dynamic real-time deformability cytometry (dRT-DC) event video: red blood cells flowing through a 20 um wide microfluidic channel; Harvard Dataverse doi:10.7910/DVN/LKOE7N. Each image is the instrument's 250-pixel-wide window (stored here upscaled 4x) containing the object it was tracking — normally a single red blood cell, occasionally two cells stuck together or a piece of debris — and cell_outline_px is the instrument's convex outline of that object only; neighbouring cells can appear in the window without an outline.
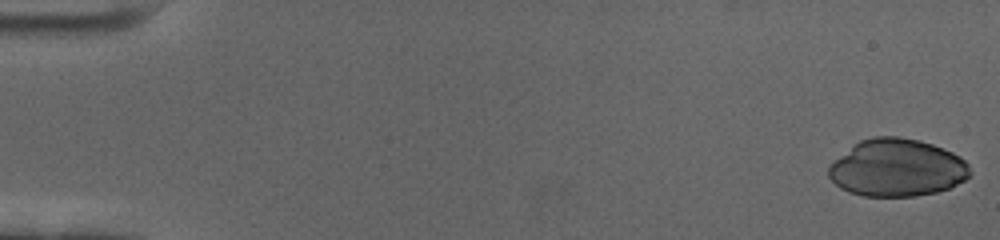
{"species": "human", "species_latin": "Homo sapiens", "temperature_condition": "cold", "stored_images_in_passage": 58, "camera_frame_rate_fps": 3000, "um_per_image_px": 0.085, "donor": {"sex": "female"}, "frame": {"image": 1, "passage_image": 1, "time_ms": 0.0, "image_size_px": [1000, 240], "cell_outline_px": [[972, 176], [948, 188], [936, 192], [916, 196], [864, 196], [848, 192], [840, 188], [828, 176], [828, 168], [836, 160], [860, 140], [872, 136], [896, 136], [920, 140], [944, 148], [960, 156], [968, 164], [972, 172]], "centroid_in_image_um": [76.28, 14.27], "position_along_channel_um": 8.7, "area_um2": 47.28}}
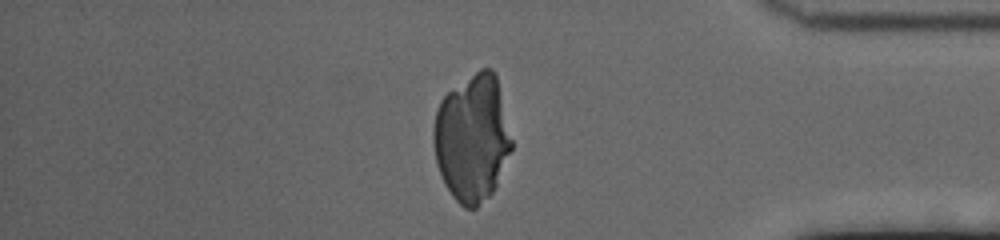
{"frame": {"image": 2, "passage_image": 50, "time_ms": 16.333, "image_size_px": [1000, 240], "cell_outline_px": [[512, 148], [496, 184], [492, 192], [476, 208], [464, 208], [452, 196], [444, 184], [436, 164], [432, 140], [432, 132], [436, 112], [440, 100], [448, 92], [480, 68], [492, 68], [496, 76], [512, 140]], "centroid_in_image_um": [40.11, 11.75], "position_along_channel_um": 395.1, "area_um2": 57.63}}
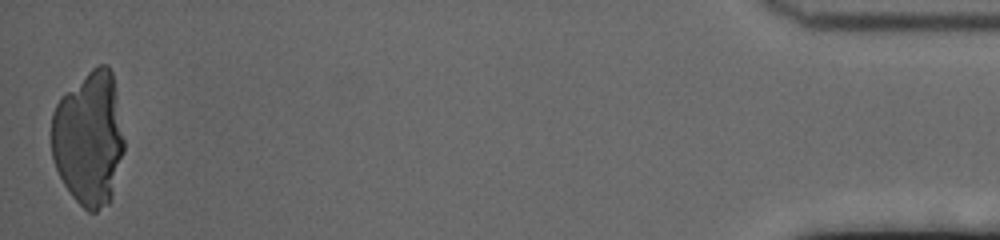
{"frame": {"image": 3, "passage_image": 58, "time_ms": 19.0, "image_size_px": [1000, 240], "cell_outline_px": [[124, 152], [112, 196], [108, 204], [96, 212], [88, 212], [72, 196], [64, 184], [56, 168], [52, 156], [52, 112], [60, 96], [96, 64], [108, 64], [112, 72], [124, 140]], "centroid_in_image_um": [7.56, 11.76], "position_along_channel_um": 427.6, "area_um2": 57.05}}